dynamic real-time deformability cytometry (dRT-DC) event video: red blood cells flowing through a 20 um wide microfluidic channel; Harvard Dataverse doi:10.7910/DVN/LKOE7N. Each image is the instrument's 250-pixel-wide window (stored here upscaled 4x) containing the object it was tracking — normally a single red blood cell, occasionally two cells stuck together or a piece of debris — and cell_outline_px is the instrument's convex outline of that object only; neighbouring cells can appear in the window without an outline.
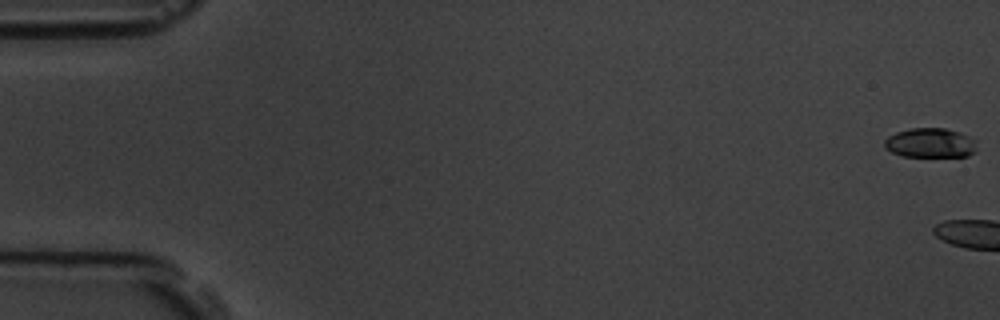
{"species": "common noctule bat (a hibernating species)", "species_latin": "Nyctalus noctula", "temperature_condition": "room temperature", "stored_images_in_passage": 8, "camera_frame_rate_fps": 3000, "um_per_image_px": 0.085, "animal": {"sex": "male", "body_mass_g": 19.5, "forearm_length_mm": 54.6}, "frame": {"image": 1, "passage_image": 1, "time_ms": 0.0, "image_size_px": [1000, 320], "cell_outline_px": [[976, 152], [968, 156], [900, 156], [884, 148], [884, 140], [888, 136], [896, 132], [912, 128], [944, 128], [960, 132], [976, 140]], "centroid_in_image_um": [79.07, 12.15], "position_along_channel_um": 5.9, "area_um2": 16.01}}
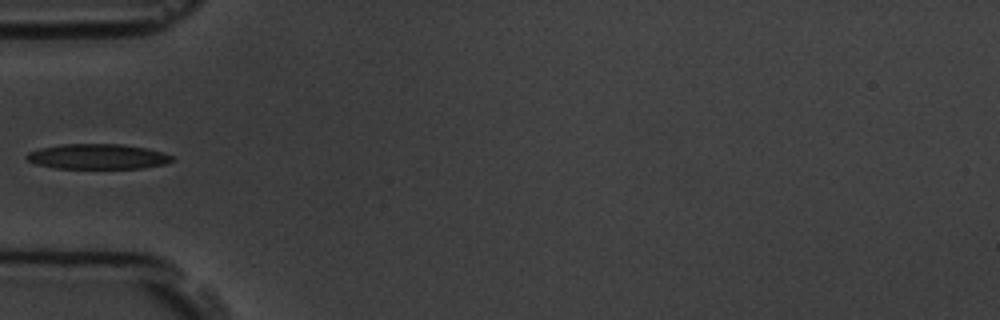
{"frame": {"image": 2, "passage_image": 7, "time_ms": 7.0, "image_size_px": [1000, 320], "cell_outline_px": [[176, 160], [164, 164], [144, 168], [56, 168], [36, 164], [28, 160], [24, 156], [28, 152], [40, 148], [60, 144], [120, 144], [148, 148], [172, 156]], "centroid_in_image_um": [8.29, 13.3], "position_along_channel_um": 76.7, "area_um2": 21.33}}
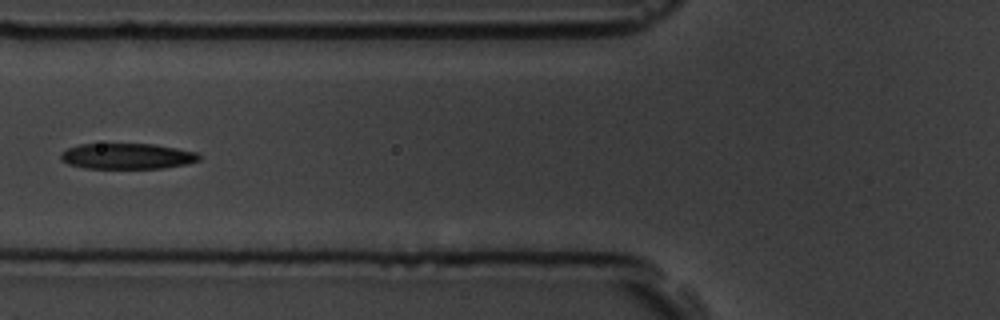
{"frame": {"image": 3, "passage_image": 8, "time_ms": 8.0, "image_size_px": [1000, 320], "cell_outline_px": [[200, 160], [188, 164], [160, 168], [84, 168], [68, 164], [60, 160], [60, 152], [68, 148], [80, 144], [156, 144], [196, 152], [200, 156]], "centroid_in_image_um": [10.79, 13.27], "position_along_channel_um": 115.0, "area_um2": 20.81}}